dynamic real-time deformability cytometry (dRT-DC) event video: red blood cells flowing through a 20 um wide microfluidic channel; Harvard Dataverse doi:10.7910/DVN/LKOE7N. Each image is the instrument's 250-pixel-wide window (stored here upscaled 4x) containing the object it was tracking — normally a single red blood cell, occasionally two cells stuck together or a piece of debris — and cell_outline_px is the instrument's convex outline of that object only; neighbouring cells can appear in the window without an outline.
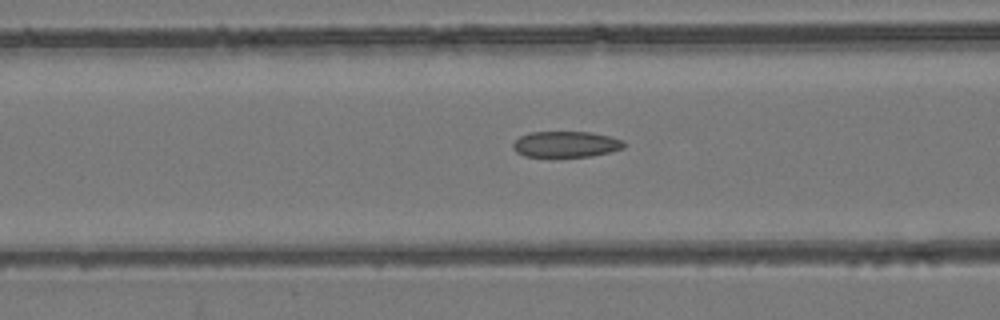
{"species": "common noctule bat (a hibernating species)", "species_latin": "Nyctalus noctula", "temperature_condition": "room temperature", "stored_images_in_passage": 54, "camera_frame_rate_fps": 3000, "um_per_image_px": 0.085, "animal": {"sex": "female", "body_mass_g": 24.6, "forearm_length_mm": 56.2}, "frame": {"image": 1, "passage_image": 22, "time_ms": 7.0, "image_size_px": [1000, 320], "cell_outline_px": [[624, 148], [592, 156], [524, 156], [516, 152], [512, 148], [512, 144], [520, 136], [528, 132], [588, 132], [608, 136], [624, 140]], "centroid_in_image_um": [48.07, 12.25], "position_along_channel_um": 118.5, "area_um2": 16.65}}
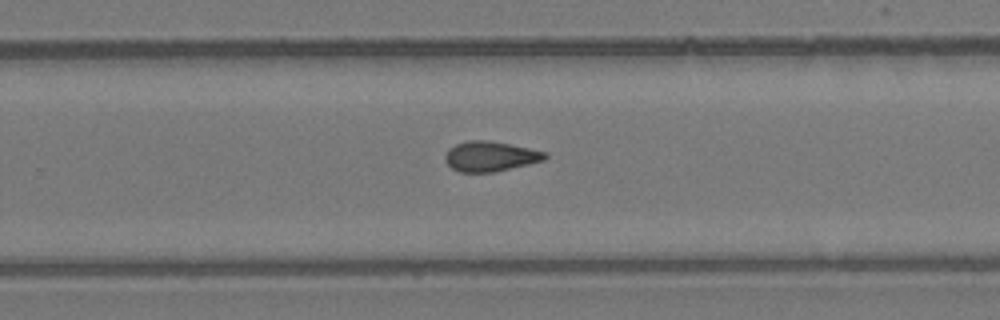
{"frame": {"image": 2, "passage_image": 35, "time_ms": 11.333, "image_size_px": [1000, 320], "cell_outline_px": [[548, 156], [544, 160], [496, 172], [460, 172], [452, 168], [444, 160], [444, 156], [448, 148], [456, 144], [468, 140], [484, 140], [508, 144], [548, 152]], "centroid_in_image_um": [41.66, 13.29], "position_along_channel_um": 288.1, "area_um2": 17.46}}
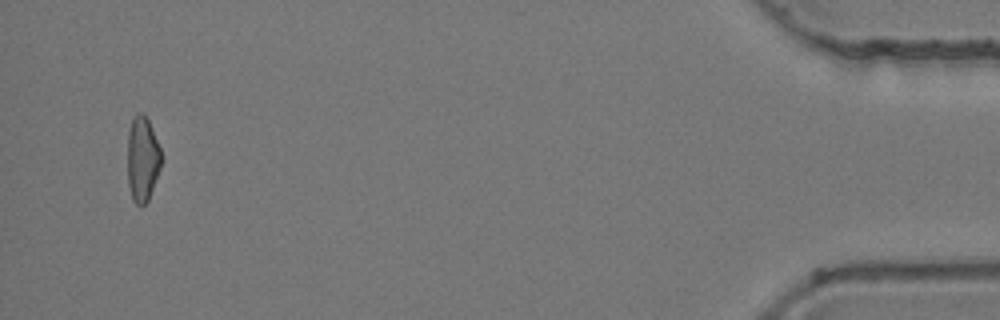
{"frame": {"image": 3, "passage_image": 52, "time_ms": 17.0, "image_size_px": [1000, 320], "cell_outline_px": [[164, 160], [148, 200], [144, 204], [136, 204], [132, 200], [128, 184], [128, 132], [132, 120], [136, 112], [140, 112], [148, 120], [152, 128], [160, 148]], "centroid_in_image_um": [12.13, 13.52], "position_along_channel_um": 423.1, "area_um2": 16.88}, "authors_computed_cell_mechanics": {"area_um2": 17.3689, "velocity_mm_per_s": 3.9171, "shape_relaxation_time_tau1_ms": null, "shape_relaxation_time_tau2_ms": 2.3332, "deformation_change_tau1": null, "deformation_change_tau2": 0.0946}}